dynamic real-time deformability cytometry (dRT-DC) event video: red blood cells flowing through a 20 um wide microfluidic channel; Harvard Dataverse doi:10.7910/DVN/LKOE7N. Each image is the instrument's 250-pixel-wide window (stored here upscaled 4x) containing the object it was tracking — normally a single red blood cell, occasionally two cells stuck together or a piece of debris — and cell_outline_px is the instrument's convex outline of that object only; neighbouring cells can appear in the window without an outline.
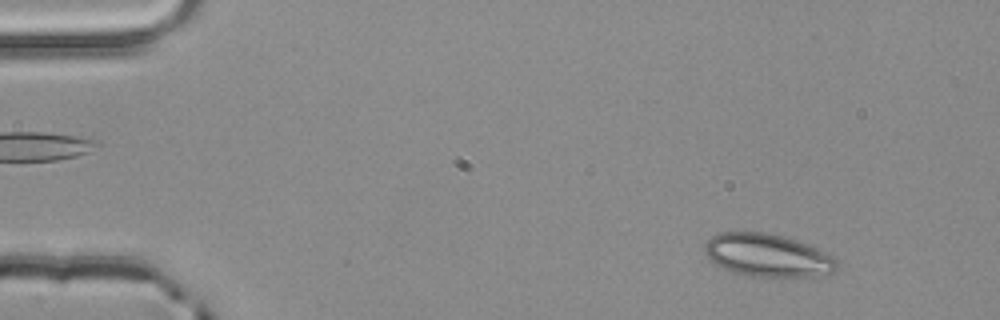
{"species": "common noctule bat (a hibernating species)", "species_latin": "Nyctalus noctula", "temperature_condition": "room temperature", "stored_images_in_passage": 3, "camera_frame_rate_fps": 3000, "um_per_image_px": 0.085, "animal": {"sex": "male", "body_mass_g": 20.4}, "frame": {"image": 1, "passage_image": 1, "time_ms": 0.0, "image_size_px": [1000, 320], "cell_outline_px": [[836, 268], [832, 272], [812, 280], [748, 276], [732, 272], [716, 264], [704, 252], [704, 244], [712, 236], [720, 232], [764, 232], [784, 236], [816, 248], [832, 256], [836, 260]], "centroid_in_image_um": [65.28, 21.76], "position_along_channel_um": 19.7, "area_um2": 33.76}}